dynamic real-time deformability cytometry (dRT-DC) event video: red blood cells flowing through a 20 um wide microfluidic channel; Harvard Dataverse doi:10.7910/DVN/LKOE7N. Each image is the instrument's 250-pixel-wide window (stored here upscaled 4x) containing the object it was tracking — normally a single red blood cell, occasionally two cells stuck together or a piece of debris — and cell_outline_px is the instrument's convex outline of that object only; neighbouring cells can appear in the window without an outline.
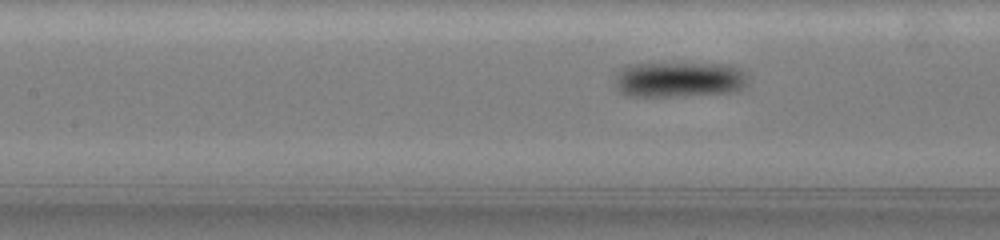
{"species": "common noctule bat (a hibernating species)", "species_latin": "Nyctalus noctula", "temperature_condition": "warm", "stored_images_in_passage": 37, "camera_frame_rate_fps": 3000, "um_per_image_px": 0.085, "animal": {"sex": "female", "body_mass_g": 19.5, "forearm_length_mm": 54.1}, "frame": {"image": 1, "passage_image": 9, "time_ms": 2.667, "image_size_px": [1000, 240], "cell_outline_px": [[748, 76], [744, 84], [736, 92], [684, 96], [624, 96], [616, 88], [616, 76], [628, 64], [728, 64], [740, 68]], "centroid_in_image_um": [57.74, 6.77], "position_along_channel_um": 149.7, "area_um2": 27.46}}
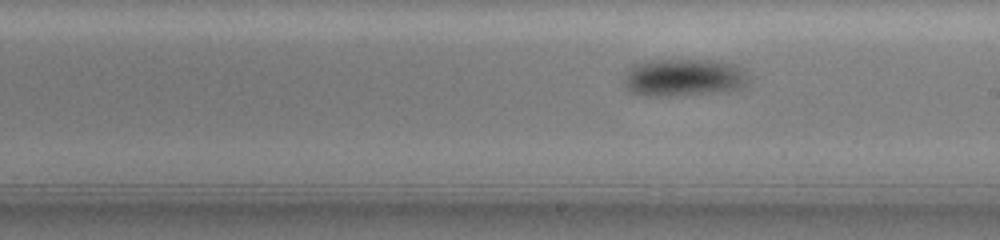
{"frame": {"image": 2, "passage_image": 20, "time_ms": 5.0, "image_size_px": [1000, 240], "cell_outline_px": [[748, 84], [740, 88], [728, 92], [668, 96], [644, 96], [632, 92], [624, 84], [624, 76], [636, 64], [648, 60], [708, 60], [736, 64], [744, 68], [748, 80]], "centroid_in_image_um": [58.17, 6.6], "position_along_channel_um": 230.8, "area_um2": 27.46}}
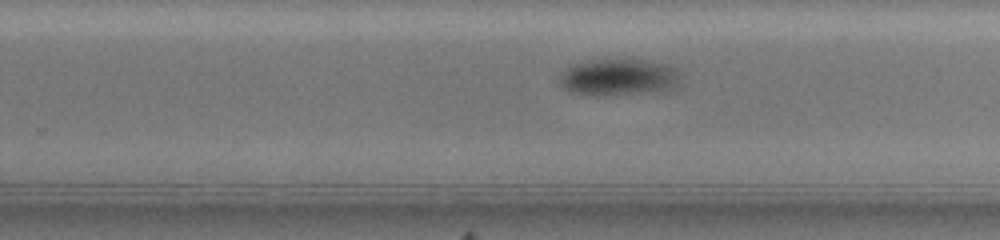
{"frame": {"image": 3, "passage_image": 27, "time_ms": 6.333, "image_size_px": [1000, 240], "cell_outline_px": [[676, 84], [672, 88], [660, 92], [596, 96], [588, 96], [568, 92], [560, 84], [560, 76], [568, 68], [576, 64], [588, 60], [648, 60], [668, 64], [676, 68]], "centroid_in_image_um": [52.55, 6.59], "position_along_channel_um": 277.2, "area_um2": 25.84}}